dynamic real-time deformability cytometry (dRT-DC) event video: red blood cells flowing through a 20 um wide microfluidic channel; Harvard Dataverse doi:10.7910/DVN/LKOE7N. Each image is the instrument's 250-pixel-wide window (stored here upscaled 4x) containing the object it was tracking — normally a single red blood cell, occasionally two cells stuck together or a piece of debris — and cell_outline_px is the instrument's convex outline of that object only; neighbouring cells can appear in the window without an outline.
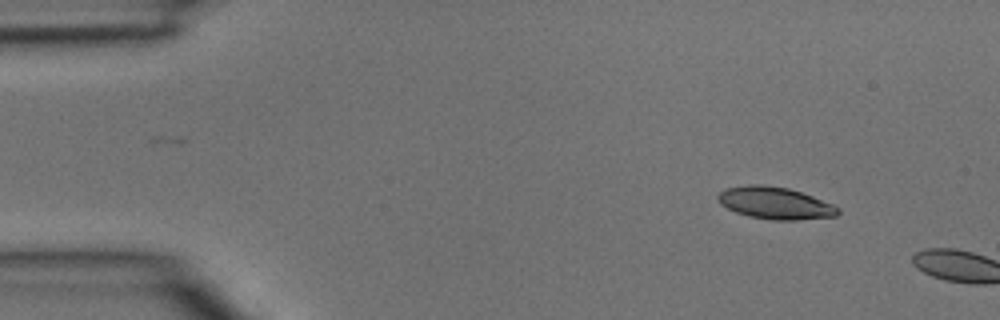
{"species": "common noctule bat (a hibernating species)", "species_latin": "Nyctalus noctula", "temperature_condition": "room temperature", "stored_images_in_passage": 2, "camera_frame_rate_fps": 3000, "um_per_image_px": 0.085, "animal": {"sex": "male", "body_mass_g": 15.6}, "frame": {"image": 1, "passage_image": 1, "time_ms": 0.0, "image_size_px": [1000, 320], "cell_outline_px": [[840, 212], [836, 216], [796, 220], [772, 220], [748, 216], [736, 212], [720, 204], [716, 196], [724, 188], [748, 184], [760, 184], [788, 188], [812, 196], [832, 204], [840, 208]], "centroid_in_image_um": [65.86, 17.26], "position_along_channel_um": 19.1, "area_um2": 22.48}}